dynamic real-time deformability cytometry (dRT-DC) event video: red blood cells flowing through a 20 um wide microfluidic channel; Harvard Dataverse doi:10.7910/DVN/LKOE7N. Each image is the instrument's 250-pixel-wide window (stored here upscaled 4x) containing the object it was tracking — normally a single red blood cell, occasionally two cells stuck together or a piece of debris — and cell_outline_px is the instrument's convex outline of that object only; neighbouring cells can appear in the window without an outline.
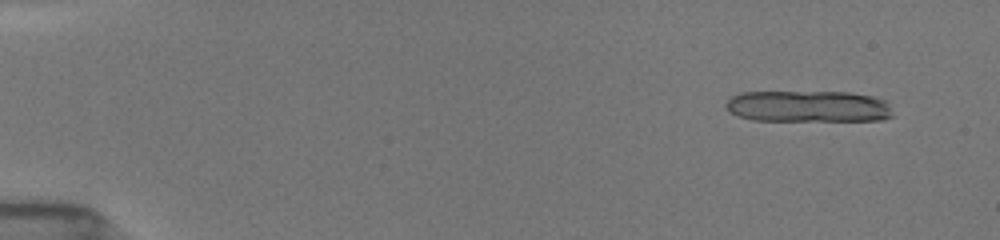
{"species": "common noctule bat (a hibernating species)", "species_latin": "Nyctalus noctula", "temperature_condition": "room temperature", "stored_images_in_passage": 32, "camera_frame_rate_fps": 3000, "um_per_image_px": 0.085, "animal": {"sex": "female", "body_mass_g": 19.5, "forearm_length_mm": 54.1}, "frame": {"image": 1, "passage_image": 5, "time_ms": 1.333, "image_size_px": [1000, 240], "cell_outline_px": [[892, 116], [884, 120], [752, 120], [728, 112], [724, 104], [732, 96], [740, 92], [848, 92], [872, 96], [884, 100]], "centroid_in_image_um": [68.64, 9.03], "position_along_channel_um": 16.4, "area_um2": 30.46}}
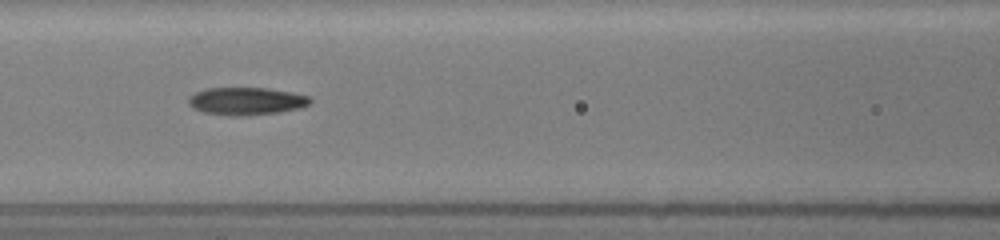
{"frame": {"image": 2, "passage_image": 18, "time_ms": 5.667, "image_size_px": [1000, 240], "cell_outline_px": [[312, 100], [308, 104], [300, 108], [280, 112], [248, 116], [228, 116], [204, 112], [192, 108], [188, 104], [188, 96], [204, 88], [268, 88], [292, 92], [308, 96]], "centroid_in_image_um": [20.9, 8.6], "position_along_channel_um": 145.7, "area_um2": 19.83}}
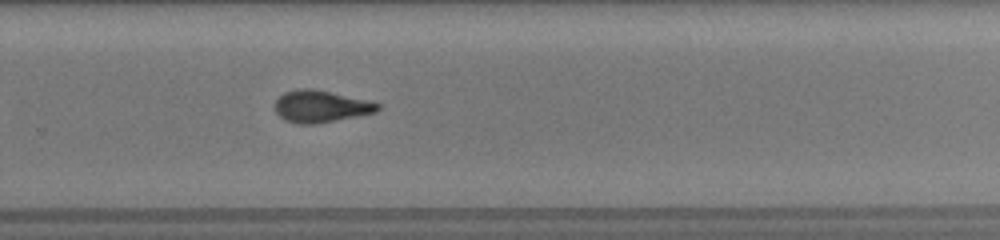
{"frame": {"image": 3, "passage_image": 29, "time_ms": 9.333, "image_size_px": [1000, 240], "cell_outline_px": [[380, 108], [376, 112], [316, 124], [300, 124], [284, 120], [276, 112], [276, 100], [284, 92], [296, 88], [312, 88], [372, 100], [380, 104]], "centroid_in_image_um": [27.29, 9.03], "position_along_channel_um": 302.5, "area_um2": 19.31}}